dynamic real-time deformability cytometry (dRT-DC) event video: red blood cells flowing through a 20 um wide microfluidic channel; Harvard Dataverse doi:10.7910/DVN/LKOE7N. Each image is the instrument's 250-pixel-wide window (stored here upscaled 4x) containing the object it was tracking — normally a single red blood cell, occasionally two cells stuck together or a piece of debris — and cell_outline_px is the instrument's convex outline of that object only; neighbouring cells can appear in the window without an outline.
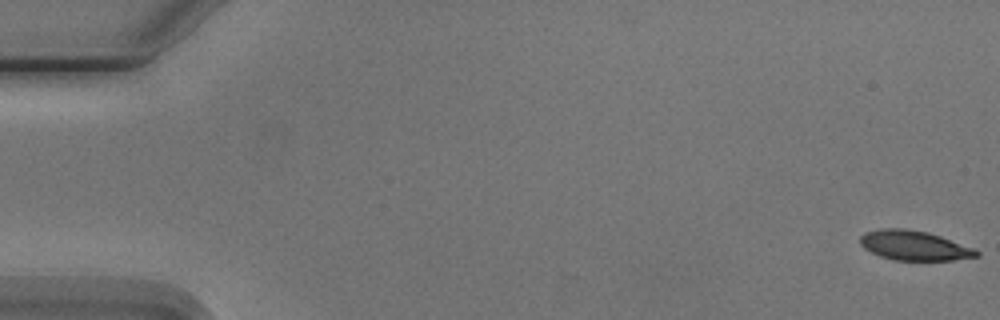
{"species": "Egyptian fruit bat (a non-hibernating species)", "species_latin": "Rousettus aegyptiacus", "temperature_condition": "cold", "stored_images_in_passage": 6, "camera_frame_rate_fps": 3000, "um_per_image_px": 0.085, "animal": {"sex": "male"}, "frame": {"image": 1, "passage_image": 1, "time_ms": 0.0, "image_size_px": [1000, 320], "cell_outline_px": [[980, 256], [952, 260], [892, 260], [880, 256], [864, 248], [860, 244], [860, 236], [864, 232], [880, 228], [904, 228], [928, 232], [940, 236], [972, 248], [980, 252]], "centroid_in_image_um": [77.67, 20.86], "position_along_channel_um": 7.3, "area_um2": 20.06}}
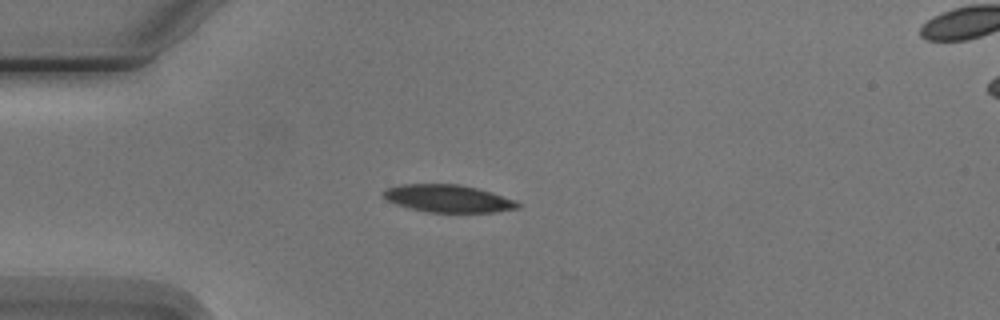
{"frame": {"image": 2, "passage_image": 5, "time_ms": 4.667, "image_size_px": [1000, 320], "cell_outline_px": [[520, 208], [496, 212], [424, 212], [408, 208], [384, 200], [380, 196], [380, 192], [388, 188], [404, 184], [460, 184], [476, 188], [516, 200], [520, 204]], "centroid_in_image_um": [38.03, 16.88], "position_along_channel_um": 47.0, "area_um2": 21.73}}